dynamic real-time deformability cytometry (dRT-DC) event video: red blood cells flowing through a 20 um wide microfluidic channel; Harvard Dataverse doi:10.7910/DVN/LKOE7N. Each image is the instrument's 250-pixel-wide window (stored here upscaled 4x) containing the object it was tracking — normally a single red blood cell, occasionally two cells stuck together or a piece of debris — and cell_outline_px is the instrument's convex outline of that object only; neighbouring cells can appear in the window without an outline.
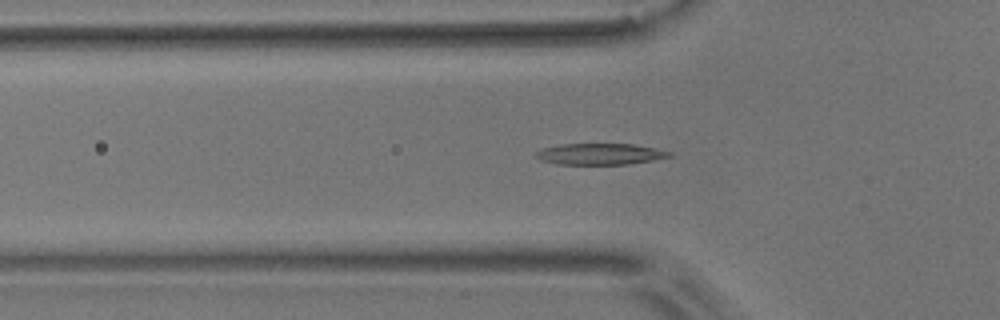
{"species": "common noctule bat (a hibernating species)", "species_latin": "Nyctalus noctula", "temperature_condition": "room temperature", "stored_images_in_passage": 43, "camera_frame_rate_fps": 3000, "um_per_image_px": 0.085, "animal": {"sex": "male", "body_mass_g": 17.9}, "frame": {"image": 1, "passage_image": 6, "time_ms": 1.667, "image_size_px": [1000, 320], "cell_outline_px": [[672, 156], [652, 160], [628, 164], [556, 164], [540, 160], [536, 156], [536, 152], [540, 148], [560, 144], [632, 144], [672, 152]], "centroid_in_image_um": [50.95, 13.09], "position_along_channel_um": 74.8, "area_um2": 16.42}}
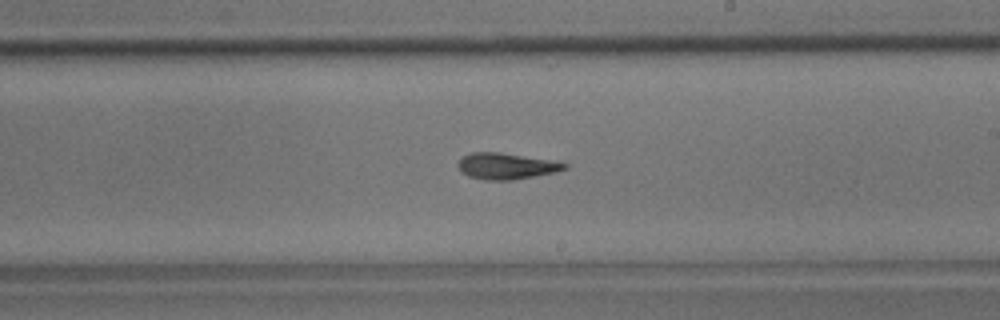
{"frame": {"image": 2, "passage_image": 20, "time_ms": 6.333, "image_size_px": [1000, 320], "cell_outline_px": [[568, 168], [556, 172], [536, 176], [512, 180], [484, 180], [468, 176], [460, 172], [456, 164], [464, 156], [472, 152], [500, 152], [552, 160], [568, 164]], "centroid_in_image_um": [43.02, 14.12], "position_along_channel_um": 246.0, "area_um2": 16.42}}
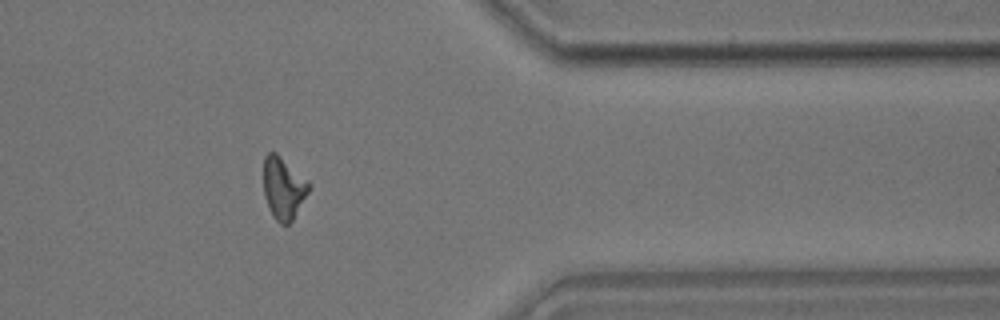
{"frame": {"image": 3, "passage_image": 33, "time_ms": 10.667, "image_size_px": [1000, 320], "cell_outline_px": [[312, 188], [292, 220], [288, 224], [280, 224], [272, 216], [264, 196], [264, 156], [268, 152], [276, 152], [308, 180], [312, 184]], "centroid_in_image_um": [24.11, 15.98], "position_along_channel_um": 387.3, "area_um2": 16.59}, "authors_computed_cell_mechanics": {"area_um2": 16.184, "velocity_mm_per_s": 3.6505, "shape_relaxation_time_tau1_ms": 7.2222, "shape_relaxation_time_tau2_ms": 4.9239, "deformation_change_tau1": 0.2245, "deformation_change_tau2": 0.1635}}